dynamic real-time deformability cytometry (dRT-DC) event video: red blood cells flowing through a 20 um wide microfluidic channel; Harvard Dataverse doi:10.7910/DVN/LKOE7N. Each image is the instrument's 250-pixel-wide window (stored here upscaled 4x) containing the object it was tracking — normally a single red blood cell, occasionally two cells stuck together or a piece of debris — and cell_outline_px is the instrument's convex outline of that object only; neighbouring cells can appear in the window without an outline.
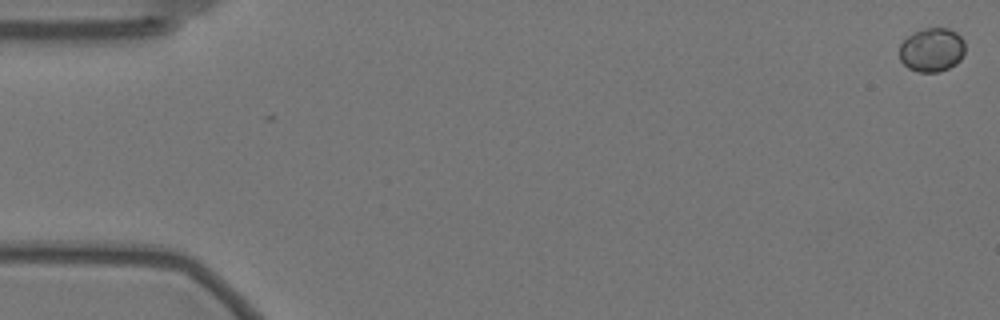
{"species": "Egyptian fruit bat (a non-hibernating species)", "species_latin": "Rousettus aegyptiacus", "temperature_condition": "warm", "stored_images_in_passage": 9, "camera_frame_rate_fps": 3000, "um_per_image_px": 0.085, "animal": {"sex": "female"}, "frame": {"image": 1, "passage_image": 1, "time_ms": 0.0, "image_size_px": [1000, 320], "cell_outline_px": [[964, 52], [960, 60], [956, 64], [948, 68], [936, 72], [916, 72], [908, 68], [900, 60], [900, 44], [912, 32], [924, 28], [948, 28], [956, 32], [964, 40]], "centroid_in_image_um": [79.2, 4.23], "position_along_channel_um": 5.8, "area_um2": 16.88}}